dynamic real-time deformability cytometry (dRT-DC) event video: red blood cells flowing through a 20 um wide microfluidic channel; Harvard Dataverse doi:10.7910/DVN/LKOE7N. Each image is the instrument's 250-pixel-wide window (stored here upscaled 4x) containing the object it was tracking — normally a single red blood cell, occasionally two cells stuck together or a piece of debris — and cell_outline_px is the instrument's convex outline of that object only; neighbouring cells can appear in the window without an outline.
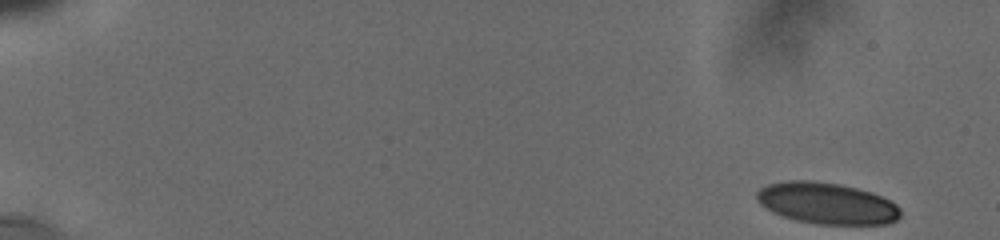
{"species": "human", "species_latin": "Homo sapiens", "temperature_condition": "cold", "stored_images_in_passage": 59, "camera_frame_rate_fps": 3000, "um_per_image_px": 0.085, "donor": {"sex": "male"}, "frame": {"image": 1, "passage_image": 1, "time_ms": 0.0, "image_size_px": [1000, 240], "cell_outline_px": [[900, 216], [896, 220], [888, 224], [820, 224], [796, 220], [772, 212], [760, 204], [756, 196], [756, 192], [760, 188], [768, 184], [788, 180], [812, 180], [840, 184], [872, 192], [896, 204], [900, 208]], "centroid_in_image_um": [70.27, 17.27], "position_along_channel_um": 14.7, "area_um2": 34.62}}
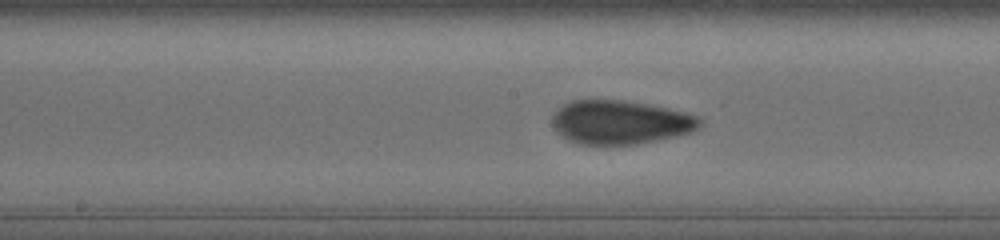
{"frame": {"image": 2, "passage_image": 37, "time_ms": 9.333, "image_size_px": [1000, 240], "cell_outline_px": [[700, 124], [696, 128], [688, 132], [656, 140], [636, 144], [580, 144], [568, 140], [556, 132], [552, 128], [552, 116], [564, 104], [572, 100], [620, 100], [648, 104], [696, 116], [700, 120]], "centroid_in_image_um": [52.62, 10.39], "position_along_channel_um": 195.6, "area_um2": 36.93}}
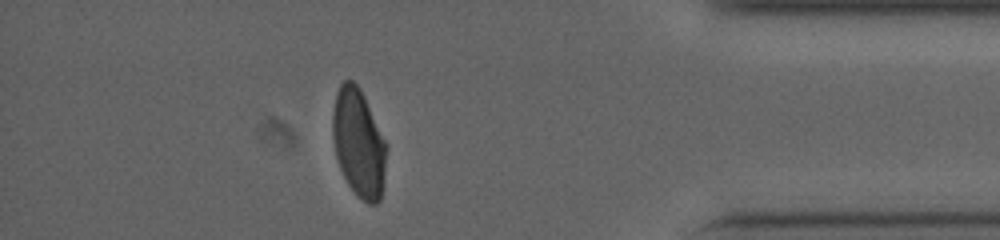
{"frame": {"image": 3, "passage_image": 52, "time_ms": 15.667, "image_size_px": [1000, 240], "cell_outline_px": [[384, 172], [380, 200], [376, 204], [368, 204], [356, 196], [348, 184], [340, 168], [336, 156], [332, 136], [332, 112], [336, 92], [340, 84], [344, 80], [352, 80], [360, 88], [364, 96], [384, 140]], "centroid_in_image_um": [30.43, 12.15], "position_along_channel_um": 404.8, "area_um2": 33.35}, "authors_computed_cell_mechanics": {"area_um2": 35.836, "velocity_mm_per_s": 3.7565, "shape_relaxation_time_tau1_ms": null, "shape_relaxation_time_tau2_ms": 1.009, "deformation_change_tau1": null, "deformation_change_tau2": 0.0566}}